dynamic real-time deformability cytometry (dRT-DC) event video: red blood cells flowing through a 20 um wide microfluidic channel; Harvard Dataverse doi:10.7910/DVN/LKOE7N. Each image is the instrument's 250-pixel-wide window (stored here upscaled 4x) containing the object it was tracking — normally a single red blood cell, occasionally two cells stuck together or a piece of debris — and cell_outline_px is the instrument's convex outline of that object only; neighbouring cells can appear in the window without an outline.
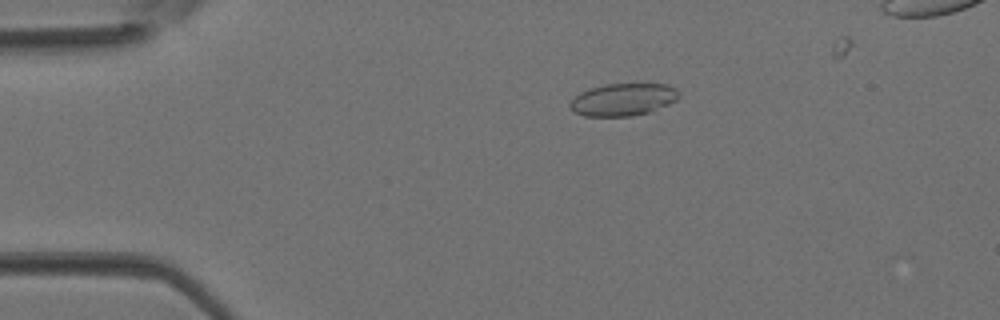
{"species": "Egyptian fruit bat (a non-hibernating species)", "species_latin": "Rousettus aegyptiacus", "temperature_condition": "room temperature", "stored_images_in_passage": 5, "camera_frame_rate_fps": 3000, "um_per_image_px": 0.085, "animal": {"sex": "female"}, "frame": {"image": 1, "passage_image": 3, "time_ms": 0.667, "image_size_px": [1000, 320], "cell_outline_px": [[680, 96], [676, 100], [668, 104], [648, 112], [632, 116], [584, 116], [572, 112], [568, 104], [580, 92], [588, 88], [604, 84], [668, 84], [676, 88], [680, 92]], "centroid_in_image_um": [52.94, 8.46], "position_along_channel_um": 32.1, "area_um2": 20.69}}